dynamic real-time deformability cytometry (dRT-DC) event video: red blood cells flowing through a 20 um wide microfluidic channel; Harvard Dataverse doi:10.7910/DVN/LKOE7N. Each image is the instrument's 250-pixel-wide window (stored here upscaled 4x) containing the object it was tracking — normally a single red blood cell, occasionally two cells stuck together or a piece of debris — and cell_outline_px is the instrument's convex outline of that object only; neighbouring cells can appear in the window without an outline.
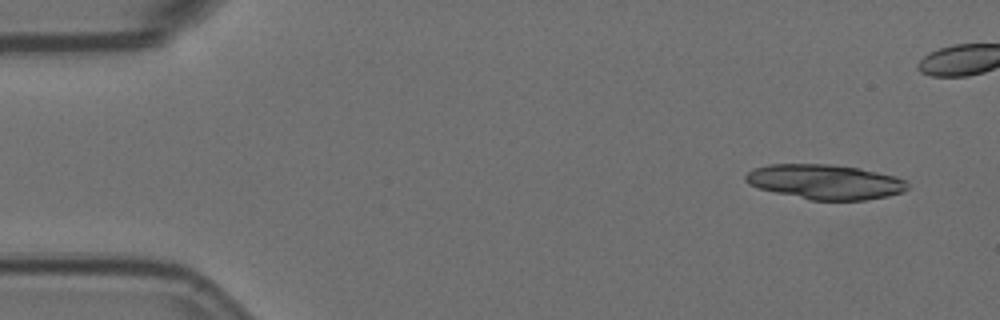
{"species": "Egyptian fruit bat (a non-hibernating species)", "species_latin": "Rousettus aegyptiacus", "temperature_condition": "room temperature", "stored_images_in_passage": 17, "camera_frame_rate_fps": 3000, "um_per_image_px": 0.085, "animal": {"sex": "female"}, "frame": {"image": 1, "passage_image": 1, "time_ms": 0.0, "image_size_px": [1000, 320], "cell_outline_px": [[908, 188], [900, 192], [888, 196], [864, 200], [808, 200], [760, 188], [748, 184], [744, 180], [744, 176], [752, 168], [768, 164], [828, 164], [860, 168], [896, 176], [904, 180], [908, 184]], "centroid_in_image_um": [70.1, 15.45], "position_along_channel_um": 14.9, "area_um2": 32.83}}
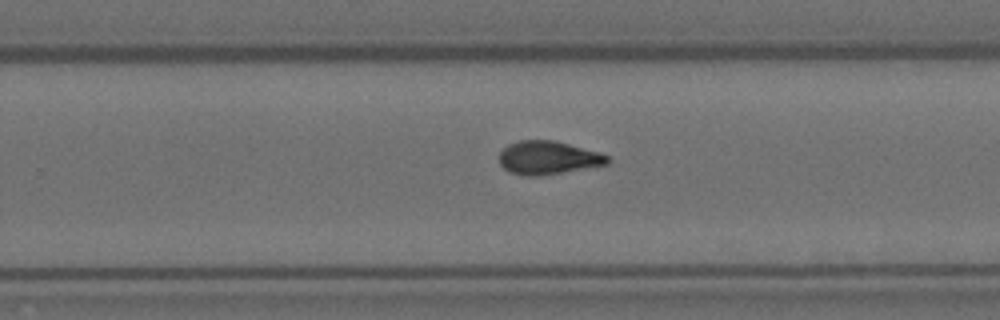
{"frame": {"image": 2, "passage_image": 11, "time_ms": 3.333, "image_size_px": [1000, 320], "cell_outline_px": [[612, 160], [608, 164], [536, 176], [524, 176], [508, 172], [500, 164], [500, 152], [508, 144], [520, 140], [556, 140], [600, 152], [608, 156]], "centroid_in_image_um": [46.59, 13.39], "position_along_channel_um": 283.2, "area_um2": 21.04}}
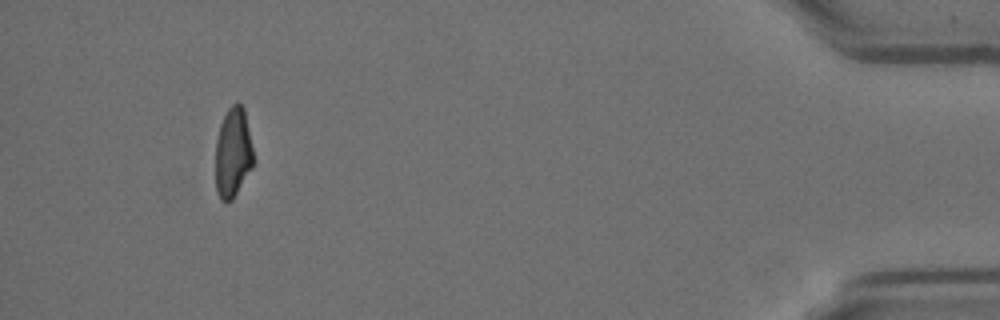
{"frame": {"image": 3, "passage_image": 16, "time_ms": 5.0, "image_size_px": [1000, 320], "cell_outline_px": [[256, 160], [252, 168], [232, 200], [220, 200], [216, 192], [216, 140], [220, 124], [228, 108], [236, 100], [244, 108]], "centroid_in_image_um": [19.83, 12.96], "position_along_channel_um": 415.4, "area_um2": 20.17}}